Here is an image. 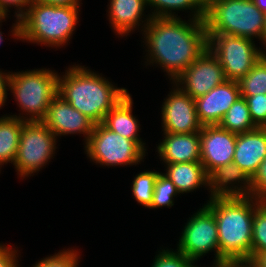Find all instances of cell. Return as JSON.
Here are the masks:
<instances>
[{
  "label": "cell",
  "mask_w": 266,
  "mask_h": 267,
  "mask_svg": "<svg viewBox=\"0 0 266 267\" xmlns=\"http://www.w3.org/2000/svg\"><path fill=\"white\" fill-rule=\"evenodd\" d=\"M147 47L146 65H157L171 82L176 80L207 48L204 20L151 18L141 32ZM149 58V59H148Z\"/></svg>",
  "instance_id": "obj_1"
},
{
  "label": "cell",
  "mask_w": 266,
  "mask_h": 267,
  "mask_svg": "<svg viewBox=\"0 0 266 267\" xmlns=\"http://www.w3.org/2000/svg\"><path fill=\"white\" fill-rule=\"evenodd\" d=\"M261 203L251 195L209 197L204 204L216 219L219 265L252 260V226Z\"/></svg>",
  "instance_id": "obj_2"
},
{
  "label": "cell",
  "mask_w": 266,
  "mask_h": 267,
  "mask_svg": "<svg viewBox=\"0 0 266 267\" xmlns=\"http://www.w3.org/2000/svg\"><path fill=\"white\" fill-rule=\"evenodd\" d=\"M84 65H72L58 78V95L95 124L129 94Z\"/></svg>",
  "instance_id": "obj_3"
},
{
  "label": "cell",
  "mask_w": 266,
  "mask_h": 267,
  "mask_svg": "<svg viewBox=\"0 0 266 267\" xmlns=\"http://www.w3.org/2000/svg\"><path fill=\"white\" fill-rule=\"evenodd\" d=\"M80 6L31 3L20 18V40L61 48L72 38Z\"/></svg>",
  "instance_id": "obj_4"
},
{
  "label": "cell",
  "mask_w": 266,
  "mask_h": 267,
  "mask_svg": "<svg viewBox=\"0 0 266 267\" xmlns=\"http://www.w3.org/2000/svg\"><path fill=\"white\" fill-rule=\"evenodd\" d=\"M54 71L41 68L10 72L8 91H11L22 113L9 116L26 122L42 121L49 104L58 95L59 74Z\"/></svg>",
  "instance_id": "obj_5"
},
{
  "label": "cell",
  "mask_w": 266,
  "mask_h": 267,
  "mask_svg": "<svg viewBox=\"0 0 266 267\" xmlns=\"http://www.w3.org/2000/svg\"><path fill=\"white\" fill-rule=\"evenodd\" d=\"M265 13L253 0H217L205 13L207 33H223L263 42Z\"/></svg>",
  "instance_id": "obj_6"
},
{
  "label": "cell",
  "mask_w": 266,
  "mask_h": 267,
  "mask_svg": "<svg viewBox=\"0 0 266 267\" xmlns=\"http://www.w3.org/2000/svg\"><path fill=\"white\" fill-rule=\"evenodd\" d=\"M84 148L90 161L107 167L136 166L146 156L136 141L112 132L102 123L95 124Z\"/></svg>",
  "instance_id": "obj_7"
},
{
  "label": "cell",
  "mask_w": 266,
  "mask_h": 267,
  "mask_svg": "<svg viewBox=\"0 0 266 267\" xmlns=\"http://www.w3.org/2000/svg\"><path fill=\"white\" fill-rule=\"evenodd\" d=\"M57 137L42 122H25L22 126L14 168L21 179L32 176L53 159Z\"/></svg>",
  "instance_id": "obj_8"
},
{
  "label": "cell",
  "mask_w": 266,
  "mask_h": 267,
  "mask_svg": "<svg viewBox=\"0 0 266 267\" xmlns=\"http://www.w3.org/2000/svg\"><path fill=\"white\" fill-rule=\"evenodd\" d=\"M208 48L220 62L227 80L239 81L265 54L254 39L223 33H207Z\"/></svg>",
  "instance_id": "obj_9"
},
{
  "label": "cell",
  "mask_w": 266,
  "mask_h": 267,
  "mask_svg": "<svg viewBox=\"0 0 266 267\" xmlns=\"http://www.w3.org/2000/svg\"><path fill=\"white\" fill-rule=\"evenodd\" d=\"M179 236L177 250L196 262L213 251V265H219V242L214 214L203 205L185 223Z\"/></svg>",
  "instance_id": "obj_10"
},
{
  "label": "cell",
  "mask_w": 266,
  "mask_h": 267,
  "mask_svg": "<svg viewBox=\"0 0 266 267\" xmlns=\"http://www.w3.org/2000/svg\"><path fill=\"white\" fill-rule=\"evenodd\" d=\"M227 80L217 57L207 48L176 80L183 92L197 99Z\"/></svg>",
  "instance_id": "obj_11"
},
{
  "label": "cell",
  "mask_w": 266,
  "mask_h": 267,
  "mask_svg": "<svg viewBox=\"0 0 266 267\" xmlns=\"http://www.w3.org/2000/svg\"><path fill=\"white\" fill-rule=\"evenodd\" d=\"M174 87V88H173ZM171 92L167 95L161 107V124L166 133L200 132L195 100L173 83Z\"/></svg>",
  "instance_id": "obj_12"
},
{
  "label": "cell",
  "mask_w": 266,
  "mask_h": 267,
  "mask_svg": "<svg viewBox=\"0 0 266 267\" xmlns=\"http://www.w3.org/2000/svg\"><path fill=\"white\" fill-rule=\"evenodd\" d=\"M237 134L219 125H205L200 130V162L209 175L219 166L233 162Z\"/></svg>",
  "instance_id": "obj_13"
},
{
  "label": "cell",
  "mask_w": 266,
  "mask_h": 267,
  "mask_svg": "<svg viewBox=\"0 0 266 267\" xmlns=\"http://www.w3.org/2000/svg\"><path fill=\"white\" fill-rule=\"evenodd\" d=\"M42 122L57 139L68 134H83L84 144L88 141L95 126L91 119L72 107L59 95L49 104L46 117Z\"/></svg>",
  "instance_id": "obj_14"
},
{
  "label": "cell",
  "mask_w": 266,
  "mask_h": 267,
  "mask_svg": "<svg viewBox=\"0 0 266 267\" xmlns=\"http://www.w3.org/2000/svg\"><path fill=\"white\" fill-rule=\"evenodd\" d=\"M239 97L238 81L226 80L206 95L194 99L199 122L202 126L218 125Z\"/></svg>",
  "instance_id": "obj_15"
},
{
  "label": "cell",
  "mask_w": 266,
  "mask_h": 267,
  "mask_svg": "<svg viewBox=\"0 0 266 267\" xmlns=\"http://www.w3.org/2000/svg\"><path fill=\"white\" fill-rule=\"evenodd\" d=\"M266 158V127L237 134L233 162L252 179Z\"/></svg>",
  "instance_id": "obj_16"
},
{
  "label": "cell",
  "mask_w": 266,
  "mask_h": 267,
  "mask_svg": "<svg viewBox=\"0 0 266 267\" xmlns=\"http://www.w3.org/2000/svg\"><path fill=\"white\" fill-rule=\"evenodd\" d=\"M109 2L107 11L109 24L114 33L120 37L131 34V31L137 30L139 26L143 31L152 18L150 14L144 15V10L147 8L146 0H109Z\"/></svg>",
  "instance_id": "obj_17"
},
{
  "label": "cell",
  "mask_w": 266,
  "mask_h": 267,
  "mask_svg": "<svg viewBox=\"0 0 266 267\" xmlns=\"http://www.w3.org/2000/svg\"><path fill=\"white\" fill-rule=\"evenodd\" d=\"M158 143L157 151L160 161L165 164L200 162V132L166 133Z\"/></svg>",
  "instance_id": "obj_18"
},
{
  "label": "cell",
  "mask_w": 266,
  "mask_h": 267,
  "mask_svg": "<svg viewBox=\"0 0 266 267\" xmlns=\"http://www.w3.org/2000/svg\"><path fill=\"white\" fill-rule=\"evenodd\" d=\"M209 196L251 195V179L234 162L219 166L209 174Z\"/></svg>",
  "instance_id": "obj_19"
},
{
  "label": "cell",
  "mask_w": 266,
  "mask_h": 267,
  "mask_svg": "<svg viewBox=\"0 0 266 267\" xmlns=\"http://www.w3.org/2000/svg\"><path fill=\"white\" fill-rule=\"evenodd\" d=\"M132 95L125 96L116 106H114L105 116L102 124L114 133L125 138L136 141L145 151L146 143L138 135L140 123L133 115ZM144 142V143H143Z\"/></svg>",
  "instance_id": "obj_20"
},
{
  "label": "cell",
  "mask_w": 266,
  "mask_h": 267,
  "mask_svg": "<svg viewBox=\"0 0 266 267\" xmlns=\"http://www.w3.org/2000/svg\"><path fill=\"white\" fill-rule=\"evenodd\" d=\"M167 176L180 194L190 193L206 187L209 190V175L201 162H183L165 164Z\"/></svg>",
  "instance_id": "obj_21"
},
{
  "label": "cell",
  "mask_w": 266,
  "mask_h": 267,
  "mask_svg": "<svg viewBox=\"0 0 266 267\" xmlns=\"http://www.w3.org/2000/svg\"><path fill=\"white\" fill-rule=\"evenodd\" d=\"M25 122L7 114L0 117V168L4 164H14L22 126Z\"/></svg>",
  "instance_id": "obj_22"
},
{
  "label": "cell",
  "mask_w": 266,
  "mask_h": 267,
  "mask_svg": "<svg viewBox=\"0 0 266 267\" xmlns=\"http://www.w3.org/2000/svg\"><path fill=\"white\" fill-rule=\"evenodd\" d=\"M146 5L147 9H151L149 14L152 18H180L177 11L184 10L187 13L190 12V19L204 20L205 18V14L192 0H146Z\"/></svg>",
  "instance_id": "obj_23"
},
{
  "label": "cell",
  "mask_w": 266,
  "mask_h": 267,
  "mask_svg": "<svg viewBox=\"0 0 266 267\" xmlns=\"http://www.w3.org/2000/svg\"><path fill=\"white\" fill-rule=\"evenodd\" d=\"M218 125L236 134L245 133L257 128L251 119L247 101L243 97H239L234 102Z\"/></svg>",
  "instance_id": "obj_24"
},
{
  "label": "cell",
  "mask_w": 266,
  "mask_h": 267,
  "mask_svg": "<svg viewBox=\"0 0 266 267\" xmlns=\"http://www.w3.org/2000/svg\"><path fill=\"white\" fill-rule=\"evenodd\" d=\"M241 96L266 94V54L254 64L253 68L239 81Z\"/></svg>",
  "instance_id": "obj_25"
},
{
  "label": "cell",
  "mask_w": 266,
  "mask_h": 267,
  "mask_svg": "<svg viewBox=\"0 0 266 267\" xmlns=\"http://www.w3.org/2000/svg\"><path fill=\"white\" fill-rule=\"evenodd\" d=\"M158 171H143L132 181V196L142 206L149 208L153 202V192Z\"/></svg>",
  "instance_id": "obj_26"
},
{
  "label": "cell",
  "mask_w": 266,
  "mask_h": 267,
  "mask_svg": "<svg viewBox=\"0 0 266 267\" xmlns=\"http://www.w3.org/2000/svg\"><path fill=\"white\" fill-rule=\"evenodd\" d=\"M179 194L171 180L162 172H159L155 182L153 202L149 209H158L165 206L171 208L174 205V197Z\"/></svg>",
  "instance_id": "obj_27"
},
{
  "label": "cell",
  "mask_w": 266,
  "mask_h": 267,
  "mask_svg": "<svg viewBox=\"0 0 266 267\" xmlns=\"http://www.w3.org/2000/svg\"><path fill=\"white\" fill-rule=\"evenodd\" d=\"M266 252V202L256 208L252 226V259L259 253Z\"/></svg>",
  "instance_id": "obj_28"
},
{
  "label": "cell",
  "mask_w": 266,
  "mask_h": 267,
  "mask_svg": "<svg viewBox=\"0 0 266 267\" xmlns=\"http://www.w3.org/2000/svg\"><path fill=\"white\" fill-rule=\"evenodd\" d=\"M151 267H198V265L177 249L173 251L161 248L155 255Z\"/></svg>",
  "instance_id": "obj_29"
},
{
  "label": "cell",
  "mask_w": 266,
  "mask_h": 267,
  "mask_svg": "<svg viewBox=\"0 0 266 267\" xmlns=\"http://www.w3.org/2000/svg\"><path fill=\"white\" fill-rule=\"evenodd\" d=\"M62 251V252H61ZM55 253L53 256L43 257L32 267H78L81 255L77 250L68 248Z\"/></svg>",
  "instance_id": "obj_30"
},
{
  "label": "cell",
  "mask_w": 266,
  "mask_h": 267,
  "mask_svg": "<svg viewBox=\"0 0 266 267\" xmlns=\"http://www.w3.org/2000/svg\"><path fill=\"white\" fill-rule=\"evenodd\" d=\"M31 0H0V10L6 15L11 7L15 8L14 16L16 17L15 23L12 25L11 33L14 39H20V18L26 13ZM9 8V9H8Z\"/></svg>",
  "instance_id": "obj_31"
},
{
  "label": "cell",
  "mask_w": 266,
  "mask_h": 267,
  "mask_svg": "<svg viewBox=\"0 0 266 267\" xmlns=\"http://www.w3.org/2000/svg\"><path fill=\"white\" fill-rule=\"evenodd\" d=\"M246 99L252 121L257 127H266V94L241 96Z\"/></svg>",
  "instance_id": "obj_32"
},
{
  "label": "cell",
  "mask_w": 266,
  "mask_h": 267,
  "mask_svg": "<svg viewBox=\"0 0 266 267\" xmlns=\"http://www.w3.org/2000/svg\"><path fill=\"white\" fill-rule=\"evenodd\" d=\"M251 196L261 202H266V158L262 161L257 173L251 179Z\"/></svg>",
  "instance_id": "obj_33"
},
{
  "label": "cell",
  "mask_w": 266,
  "mask_h": 267,
  "mask_svg": "<svg viewBox=\"0 0 266 267\" xmlns=\"http://www.w3.org/2000/svg\"><path fill=\"white\" fill-rule=\"evenodd\" d=\"M0 243V267H20L18 249Z\"/></svg>",
  "instance_id": "obj_34"
},
{
  "label": "cell",
  "mask_w": 266,
  "mask_h": 267,
  "mask_svg": "<svg viewBox=\"0 0 266 267\" xmlns=\"http://www.w3.org/2000/svg\"><path fill=\"white\" fill-rule=\"evenodd\" d=\"M10 72H2L0 70V109L3 107L6 103V99L8 96V78H9Z\"/></svg>",
  "instance_id": "obj_35"
},
{
  "label": "cell",
  "mask_w": 266,
  "mask_h": 267,
  "mask_svg": "<svg viewBox=\"0 0 266 267\" xmlns=\"http://www.w3.org/2000/svg\"><path fill=\"white\" fill-rule=\"evenodd\" d=\"M81 0H31V3H48L61 6H81Z\"/></svg>",
  "instance_id": "obj_36"
},
{
  "label": "cell",
  "mask_w": 266,
  "mask_h": 267,
  "mask_svg": "<svg viewBox=\"0 0 266 267\" xmlns=\"http://www.w3.org/2000/svg\"><path fill=\"white\" fill-rule=\"evenodd\" d=\"M192 1L205 14L217 0H192Z\"/></svg>",
  "instance_id": "obj_37"
},
{
  "label": "cell",
  "mask_w": 266,
  "mask_h": 267,
  "mask_svg": "<svg viewBox=\"0 0 266 267\" xmlns=\"http://www.w3.org/2000/svg\"><path fill=\"white\" fill-rule=\"evenodd\" d=\"M250 263L254 267H266V252L257 254Z\"/></svg>",
  "instance_id": "obj_38"
},
{
  "label": "cell",
  "mask_w": 266,
  "mask_h": 267,
  "mask_svg": "<svg viewBox=\"0 0 266 267\" xmlns=\"http://www.w3.org/2000/svg\"><path fill=\"white\" fill-rule=\"evenodd\" d=\"M255 5L263 12L266 13V0H253Z\"/></svg>",
  "instance_id": "obj_39"
},
{
  "label": "cell",
  "mask_w": 266,
  "mask_h": 267,
  "mask_svg": "<svg viewBox=\"0 0 266 267\" xmlns=\"http://www.w3.org/2000/svg\"><path fill=\"white\" fill-rule=\"evenodd\" d=\"M232 267H254L250 262H230Z\"/></svg>",
  "instance_id": "obj_40"
},
{
  "label": "cell",
  "mask_w": 266,
  "mask_h": 267,
  "mask_svg": "<svg viewBox=\"0 0 266 267\" xmlns=\"http://www.w3.org/2000/svg\"><path fill=\"white\" fill-rule=\"evenodd\" d=\"M261 46L264 49V52L266 53V13H265V21H264L263 42L261 43Z\"/></svg>",
  "instance_id": "obj_41"
},
{
  "label": "cell",
  "mask_w": 266,
  "mask_h": 267,
  "mask_svg": "<svg viewBox=\"0 0 266 267\" xmlns=\"http://www.w3.org/2000/svg\"><path fill=\"white\" fill-rule=\"evenodd\" d=\"M8 17H9V16H5V17L0 21V26H2L1 23L4 22ZM0 28H1V27H0ZM2 35H3L2 31H0V45H1L2 41H3V37H2Z\"/></svg>",
  "instance_id": "obj_42"
},
{
  "label": "cell",
  "mask_w": 266,
  "mask_h": 267,
  "mask_svg": "<svg viewBox=\"0 0 266 267\" xmlns=\"http://www.w3.org/2000/svg\"><path fill=\"white\" fill-rule=\"evenodd\" d=\"M213 267H232L229 263L224 265H212ZM199 267V266H198Z\"/></svg>",
  "instance_id": "obj_43"
},
{
  "label": "cell",
  "mask_w": 266,
  "mask_h": 267,
  "mask_svg": "<svg viewBox=\"0 0 266 267\" xmlns=\"http://www.w3.org/2000/svg\"><path fill=\"white\" fill-rule=\"evenodd\" d=\"M6 15L0 10V21L5 17Z\"/></svg>",
  "instance_id": "obj_44"
}]
</instances>
